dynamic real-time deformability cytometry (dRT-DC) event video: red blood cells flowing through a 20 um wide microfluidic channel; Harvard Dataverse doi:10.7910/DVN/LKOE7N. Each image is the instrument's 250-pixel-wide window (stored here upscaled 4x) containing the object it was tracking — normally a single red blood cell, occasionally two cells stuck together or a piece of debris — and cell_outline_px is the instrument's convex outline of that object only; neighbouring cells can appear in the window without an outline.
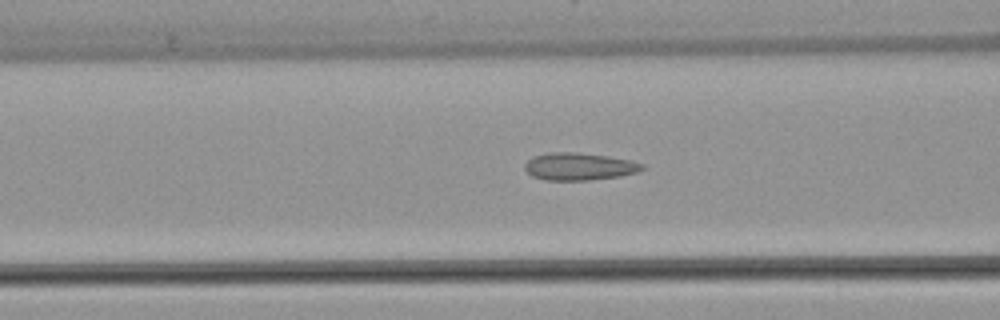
{"species": "common noctule bat (a hibernating species)", "species_latin": "Nyctalus noctula", "temperature_condition": "warm", "stored_images_in_passage": 14, "camera_frame_rate_fps": 3000, "um_per_image_px": 0.085, "animal": {"sex": "female", "body_mass_g": 22.7, "forearm_length_mm": 54.2}, "frame": {"image": 1, "passage_image": 10, "time_ms": 3.0, "image_size_px": [1000, 320], "cell_outline_px": [[644, 168], [636, 172], [620, 176], [588, 180], [544, 180], [532, 176], [524, 168], [524, 164], [532, 156], [548, 152], [576, 152], [608, 156], [632, 160], [644, 164]], "centroid_in_image_um": [49.21, 14.14], "position_along_channel_um": 117.4, "area_um2": 18.84}}